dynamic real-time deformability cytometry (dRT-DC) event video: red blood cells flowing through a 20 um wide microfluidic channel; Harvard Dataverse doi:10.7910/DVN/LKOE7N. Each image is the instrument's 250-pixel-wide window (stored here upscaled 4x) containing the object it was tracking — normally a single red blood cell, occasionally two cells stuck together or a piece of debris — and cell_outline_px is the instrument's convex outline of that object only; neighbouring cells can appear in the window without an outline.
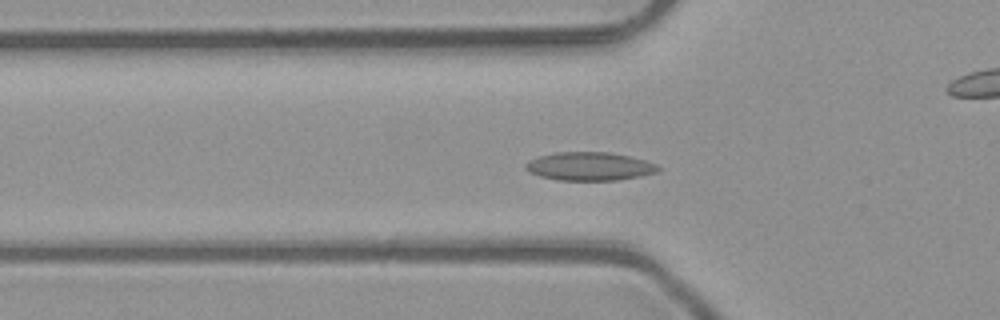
{"species": "common noctule bat (a hibernating species)", "species_latin": "Nyctalus noctula", "temperature_condition": "room temperature", "stored_images_in_passage": 50, "camera_frame_rate_fps": 3000, "um_per_image_px": 0.085, "animal": {"sex": "male", "body_mass_g": 23.1, "forearm_length_mm": 52.7}, "frame": {"image": 1, "passage_image": 15, "time_ms": 4.667, "image_size_px": [1000, 320], "cell_outline_px": [[660, 172], [640, 176], [616, 180], [556, 180], [540, 176], [528, 172], [524, 168], [524, 164], [528, 160], [536, 156], [556, 152], [612, 152], [632, 156], [656, 164], [660, 168]], "centroid_in_image_um": [50.08, 14.13], "position_along_channel_um": 75.7, "area_um2": 22.25}}
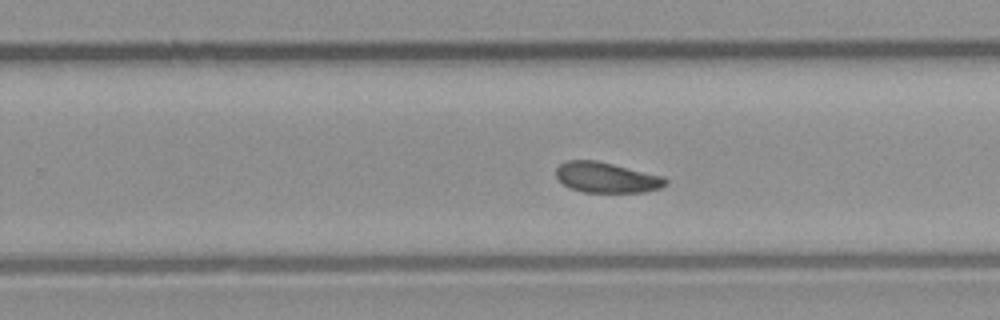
{"frame": {"image": 2, "passage_image": 30, "time_ms": 9.667, "image_size_px": [1000, 320], "cell_outline_px": [[668, 184], [660, 188], [644, 192], [584, 192], [568, 188], [556, 176], [556, 168], [560, 164], [568, 160], [596, 160], [664, 176], [668, 180]], "centroid_in_image_um": [51.57, 15.09], "position_along_channel_um": 278.2, "area_um2": 19.48}}
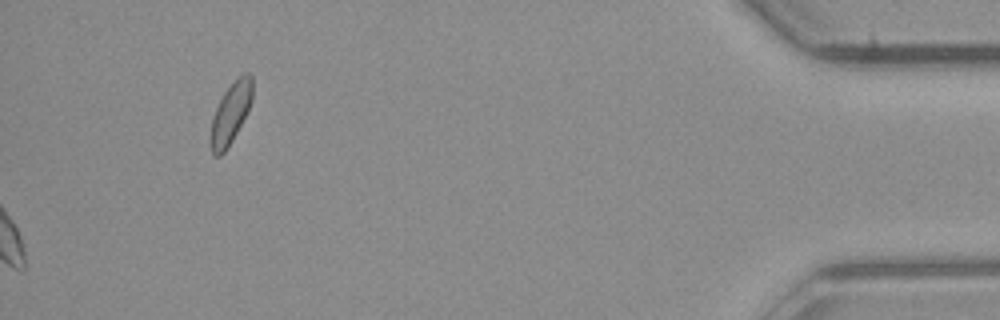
{"frame": {"image": 3, "passage_image": 50, "time_ms": 16.333, "image_size_px": [1000, 320], "cell_outline_px": [[252, 100], [232, 140], [224, 152], [220, 156], [216, 156], [212, 152], [208, 140], [208, 136], [212, 120], [216, 108], [224, 92], [244, 72], [248, 72], [252, 76]], "centroid_in_image_um": [19.57, 9.66], "position_along_channel_um": 415.6, "area_um2": 14.57}}